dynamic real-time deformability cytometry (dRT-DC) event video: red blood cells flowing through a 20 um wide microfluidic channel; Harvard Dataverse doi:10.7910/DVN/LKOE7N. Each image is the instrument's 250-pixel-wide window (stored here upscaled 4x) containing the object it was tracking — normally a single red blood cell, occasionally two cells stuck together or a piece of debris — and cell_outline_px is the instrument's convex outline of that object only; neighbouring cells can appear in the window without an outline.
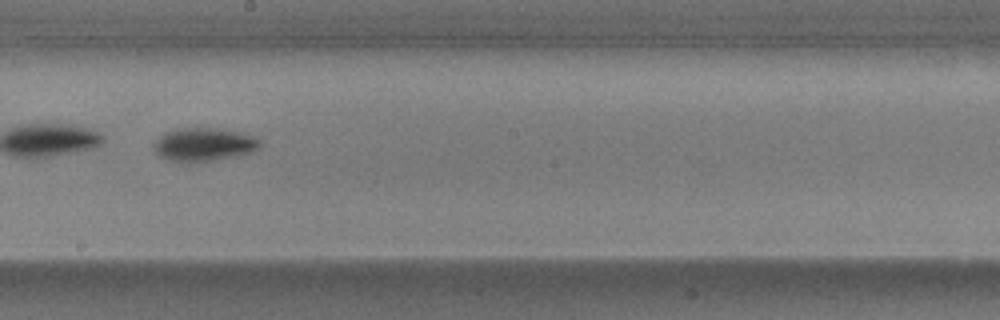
{"species": "common noctule bat (a hibernating species)", "species_latin": "Nyctalus noctula", "temperature_condition": "warm", "stored_images_in_passage": 44, "camera_frame_rate_fps": 3000, "um_per_image_px": 0.085, "animal": {"sex": "male", "body_mass_g": 17.9}, "frame": {"image": 1, "passage_image": 25, "time_ms": 8.0, "image_size_px": [1000, 320], "cell_outline_px": [[260, 148], [252, 152], [188, 164], [168, 160], [160, 156], [152, 148], [152, 144], [164, 132], [176, 128], [224, 128], [244, 132], [256, 136], [260, 140]], "centroid_in_image_um": [17.31, 12.26], "position_along_channel_um": 230.9, "area_um2": 21.04}, "authors_computed_cell_mechanics": {"area_um2": 20.0566, "velocity_mm_per_s": 3.6622, "shape_relaxation_time_tau1_ms": 3.1385, "shape_relaxation_time_tau2_ms": 2.9038, "deformation_change_tau1": 0.1819, "deformation_change_tau2": 0.07}}